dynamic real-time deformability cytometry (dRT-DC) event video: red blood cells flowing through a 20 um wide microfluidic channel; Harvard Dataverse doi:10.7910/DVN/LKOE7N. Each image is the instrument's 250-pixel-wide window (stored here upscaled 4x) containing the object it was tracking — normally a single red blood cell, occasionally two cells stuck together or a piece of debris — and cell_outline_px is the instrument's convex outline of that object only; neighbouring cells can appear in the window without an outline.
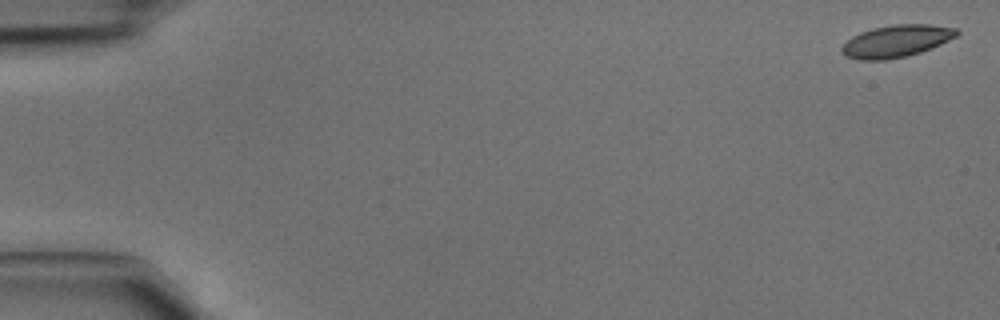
{"species": "common noctule bat (a hibernating species)", "species_latin": "Nyctalus noctula", "temperature_condition": "cold", "stored_images_in_passage": 23, "camera_frame_rate_fps": 3000, "um_per_image_px": 0.085, "animal": {"sex": "male", "body_mass_g": 15.6}, "frame": {"image": 1, "passage_image": 1, "time_ms": 0.0, "image_size_px": [1000, 320], "cell_outline_px": [[960, 32], [956, 36], [932, 48], [908, 56], [884, 60], [860, 60], [844, 56], [840, 52], [840, 48], [852, 36], [860, 32], [872, 28], [892, 24], [928, 24], [956, 28]], "centroid_in_image_um": [76.16, 3.5], "position_along_channel_um": 8.8, "area_um2": 21.68}}
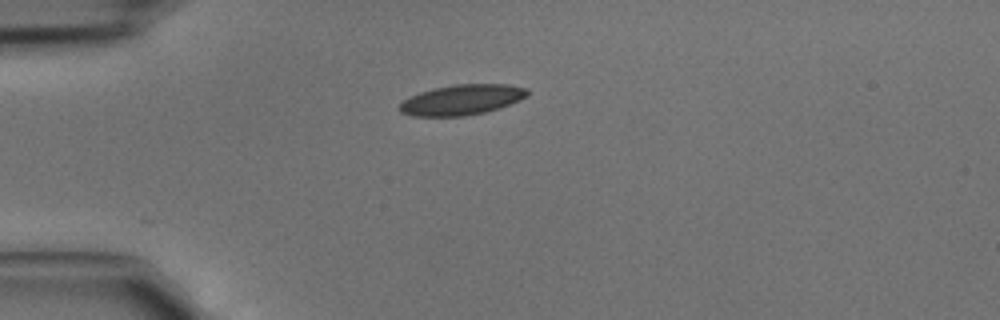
{"frame": {"image": 2, "passage_image": 12, "time_ms": 3.667, "image_size_px": [1000, 320], "cell_outline_px": [[528, 96], [520, 100], [500, 108], [484, 112], [464, 116], [412, 116], [400, 112], [400, 104], [408, 96], [432, 88], [452, 84], [508, 84], [528, 88]], "centroid_in_image_um": [39.26, 8.47], "position_along_channel_um": 45.7, "area_um2": 22.77}}
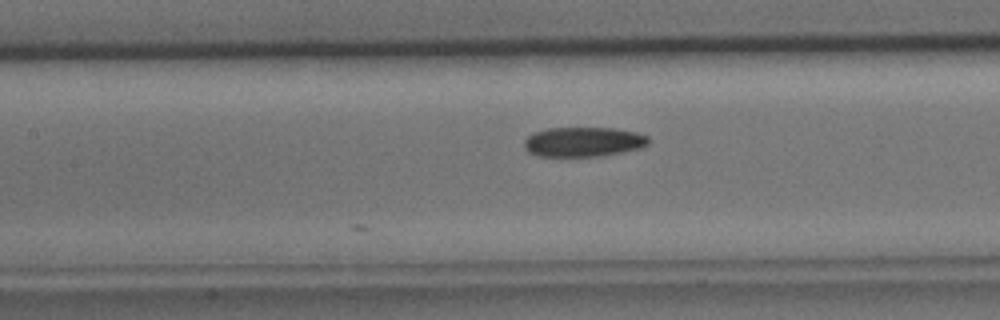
{"frame": {"image": 3, "passage_image": 21, "time_ms": 6.667, "image_size_px": [1000, 320], "cell_outline_px": [[648, 144], [640, 148], [604, 156], [540, 156], [528, 152], [524, 148], [524, 140], [528, 136], [536, 132], [548, 128], [612, 128], [636, 132], [648, 136]], "centroid_in_image_um": [49.58, 12.06], "position_along_channel_um": 157.8, "area_um2": 21.44}}